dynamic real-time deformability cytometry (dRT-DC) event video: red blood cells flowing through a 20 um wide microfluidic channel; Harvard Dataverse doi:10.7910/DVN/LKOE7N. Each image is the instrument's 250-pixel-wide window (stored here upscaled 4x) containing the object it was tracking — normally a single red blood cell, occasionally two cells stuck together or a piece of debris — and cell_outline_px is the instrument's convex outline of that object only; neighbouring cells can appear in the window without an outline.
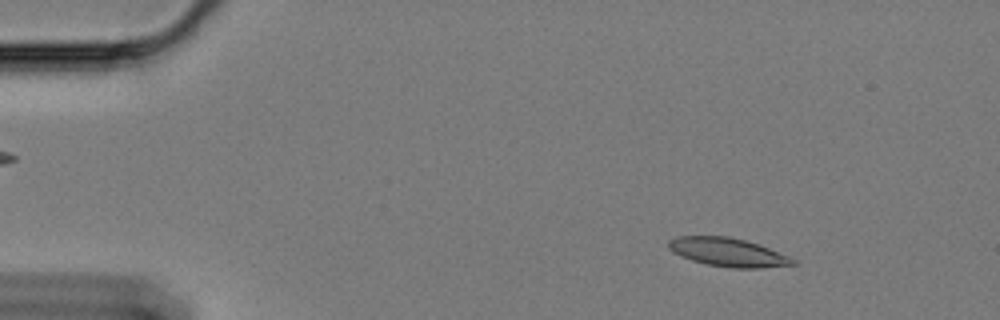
{"species": "Egyptian fruit bat (a non-hibernating species)", "species_latin": "Rousettus aegyptiacus", "temperature_condition": "cold", "stored_images_in_passage": 59, "camera_frame_rate_fps": 3000, "um_per_image_px": 0.085, "animal": {"sex": "female"}, "frame": {"image": 1, "passage_image": 7, "time_ms": 2.0, "image_size_px": [1000, 320], "cell_outline_px": [[796, 264], [760, 268], [728, 268], [708, 264], [692, 260], [680, 256], [672, 252], [668, 248], [668, 240], [676, 236], [728, 236], [744, 240], [768, 248], [788, 256], [796, 260]], "centroid_in_image_um": [61.82, 21.44], "position_along_channel_um": 23.2, "area_um2": 20.58}}
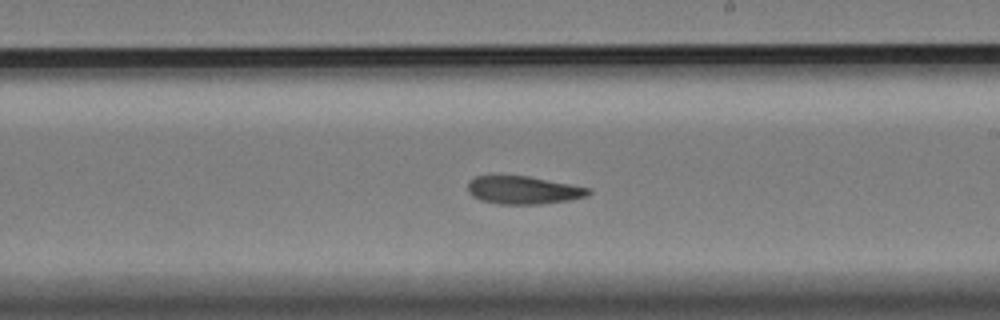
{"frame": {"image": 2, "passage_image": 34, "time_ms": 11.0, "image_size_px": [1000, 320], "cell_outline_px": [[592, 192], [588, 196], [568, 200], [544, 204], [500, 204], [480, 200], [472, 196], [468, 192], [468, 180], [476, 176], [528, 176], [572, 184], [592, 188]], "centroid_in_image_um": [44.51, 16.16], "position_along_channel_um": 244.5, "area_um2": 19.83}}
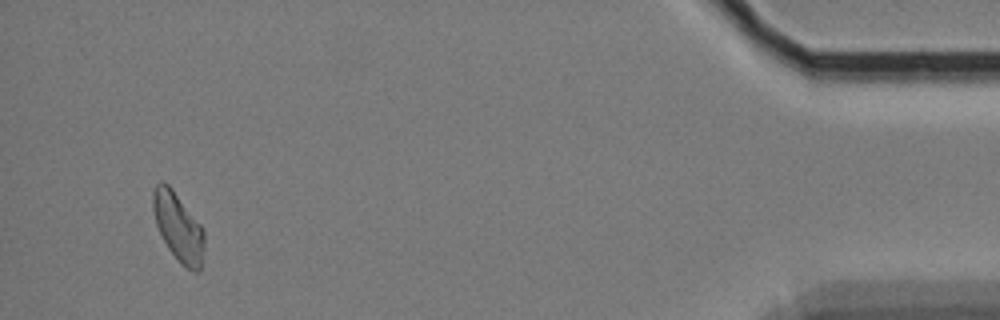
{"frame": {"image": 3, "passage_image": 56, "time_ms": 18.333, "image_size_px": [1000, 320], "cell_outline_px": [[204, 248], [200, 272], [192, 272], [180, 264], [168, 248], [156, 224], [152, 208], [152, 192], [156, 184], [160, 180], [164, 180], [172, 188], [204, 228]], "centroid_in_image_um": [15.16, 19.29], "position_along_channel_um": 420.0, "area_um2": 20.75}, "authors_computed_cell_mechanics": {"area_um2": 20.5768, "velocity_mm_per_s": 3.3448, "shape_relaxation_time_tau1_ms": null, "shape_relaxation_time_tau2_ms": 8.0835, "deformation_change_tau1": null, "deformation_change_tau2": 0.1626}}